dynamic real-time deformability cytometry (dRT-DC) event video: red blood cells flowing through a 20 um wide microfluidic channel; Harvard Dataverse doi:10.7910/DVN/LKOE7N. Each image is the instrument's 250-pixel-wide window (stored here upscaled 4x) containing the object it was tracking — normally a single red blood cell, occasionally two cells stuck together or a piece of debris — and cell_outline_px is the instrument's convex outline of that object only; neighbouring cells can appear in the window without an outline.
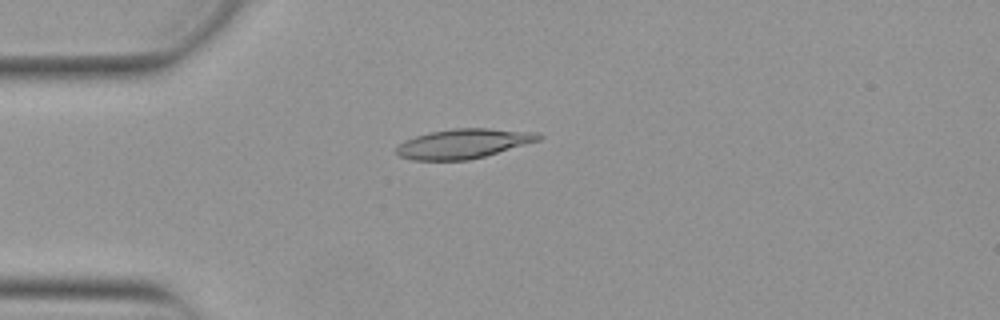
{"species": "Egyptian fruit bat (a non-hibernating species)", "species_latin": "Rousettus aegyptiacus", "temperature_condition": "warm", "stored_images_in_passage": 42, "camera_frame_rate_fps": 3000, "um_per_image_px": 0.085, "animal": {"sex": "female"}, "frame": {"image": 1, "passage_image": 2, "time_ms": 0.333, "image_size_px": [1000, 320], "cell_outline_px": [[544, 136], [540, 140], [484, 156], [468, 160], [412, 160], [400, 156], [396, 152], [396, 148], [404, 140], [428, 132], [452, 128], [488, 128], [536, 132]], "centroid_in_image_um": [39.38, 12.2], "position_along_channel_um": 45.6, "area_um2": 24.45}}
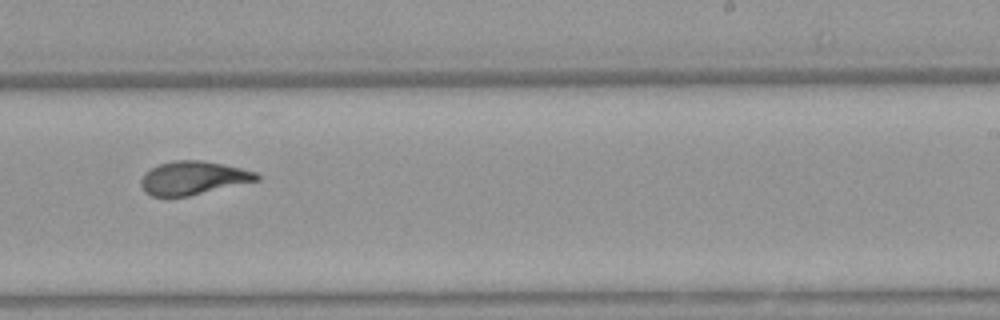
{"frame": {"image": 2, "passage_image": 21, "time_ms": 6.667, "image_size_px": [1000, 320], "cell_outline_px": [[260, 180], [188, 196], [152, 196], [144, 192], [140, 184], [140, 180], [144, 172], [160, 164], [176, 160], [200, 160], [240, 168], [256, 172], [260, 176]], "centroid_in_image_um": [16.39, 15.13], "position_along_channel_um": 272.6, "area_um2": 22.37}}
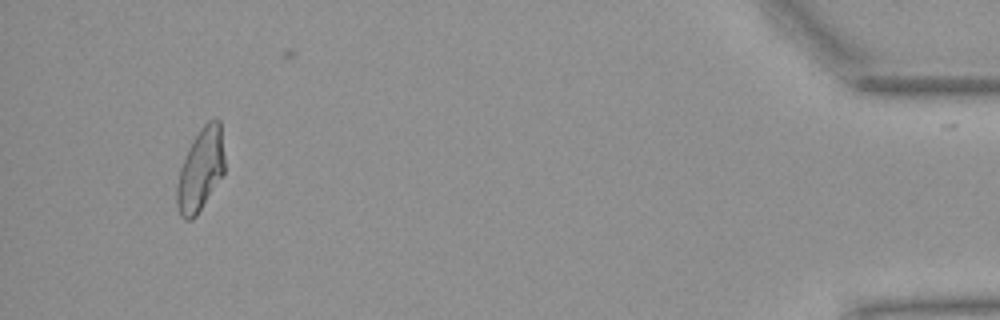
{"frame": {"image": 3, "passage_image": 38, "time_ms": 12.333, "image_size_px": [1000, 320], "cell_outline_px": [[224, 176], [196, 216], [192, 220], [184, 220], [180, 216], [176, 204], [176, 184], [180, 168], [188, 148], [192, 140], [200, 128], [208, 120], [216, 116], [220, 120], [224, 156]], "centroid_in_image_um": [17.05, 14.43], "position_along_channel_um": 418.2, "area_um2": 23.52}, "authors_computed_cell_mechanics": {"area_um2": 23.0044, "velocity_mm_per_s": 3.8765, "shape_relaxation_time_tau1_ms": 6.5856, "shape_relaxation_time_tau2_ms": 1.2101, "deformation_change_tau1": 0.2225, "deformation_change_tau2": 0.0652}}